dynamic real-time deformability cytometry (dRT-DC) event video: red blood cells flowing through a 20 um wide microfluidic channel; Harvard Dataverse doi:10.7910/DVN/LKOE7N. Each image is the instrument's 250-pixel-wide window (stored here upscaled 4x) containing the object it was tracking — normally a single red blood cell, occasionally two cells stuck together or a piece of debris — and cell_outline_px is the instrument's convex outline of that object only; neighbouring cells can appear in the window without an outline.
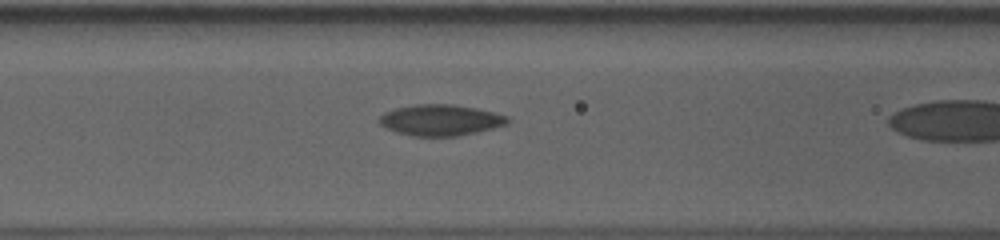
{"species": "human", "species_latin": "Homo sapiens", "temperature_condition": "cold", "stored_images_in_passage": 41, "segment_of_instrument_passage": [2, 2], "camera_frame_rate_fps": 3000, "um_per_image_px": 0.085, "donor": {"sex": "male"}, "frame": {"image": 1, "passage_image": 20, "time_ms": 6.333, "image_size_px": [1000, 240], "cell_outline_px": [[512, 120], [508, 124], [476, 132], [456, 136], [412, 136], [396, 132], [380, 124], [376, 120], [384, 112], [396, 108], [416, 104], [452, 104], [476, 108], [508, 116]], "centroid_in_image_um": [37.44, 10.2], "position_along_channel_um": 129.2, "area_um2": 23.24}}
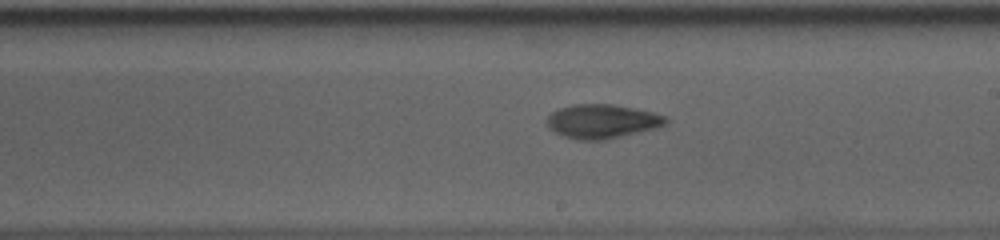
{"frame": {"image": 2, "passage_image": 29, "time_ms": 9.333, "image_size_px": [1000, 240], "cell_outline_px": [[668, 120], [664, 124], [656, 128], [604, 140], [576, 140], [552, 132], [548, 128], [548, 116], [552, 112], [560, 108], [572, 104], [612, 104], [652, 112], [664, 116]], "centroid_in_image_um": [51.13, 10.32], "position_along_channel_um": 237.9, "area_um2": 23.41}}
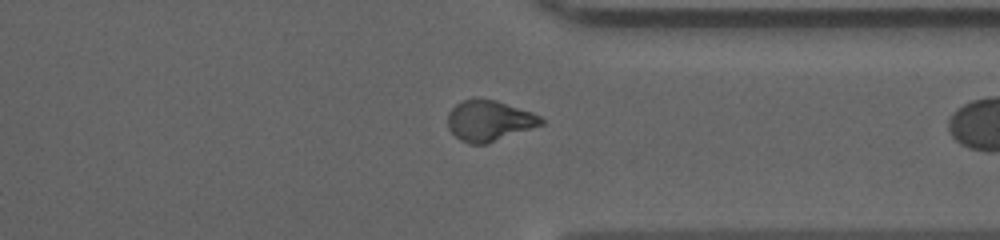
{"frame": {"image": 3, "passage_image": 40, "time_ms": 13.0, "image_size_px": [1000, 240], "cell_outline_px": [[544, 124], [488, 144], [468, 144], [460, 140], [448, 128], [448, 112], [456, 104], [472, 96], [496, 100], [532, 112], [540, 116], [544, 120]], "centroid_in_image_um": [41.57, 10.25], "position_along_channel_um": 369.8, "area_um2": 22.48}}